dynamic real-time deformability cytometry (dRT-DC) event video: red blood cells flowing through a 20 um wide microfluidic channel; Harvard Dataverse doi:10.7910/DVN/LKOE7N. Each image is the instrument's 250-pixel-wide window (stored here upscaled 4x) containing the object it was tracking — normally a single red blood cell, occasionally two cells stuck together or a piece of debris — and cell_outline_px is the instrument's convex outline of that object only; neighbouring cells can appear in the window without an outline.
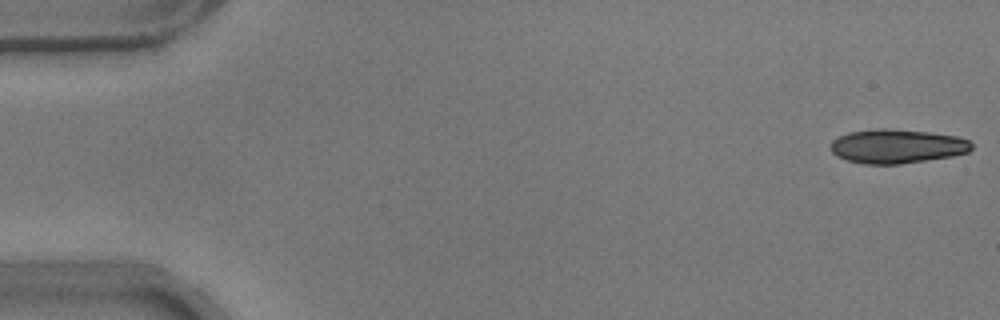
{"species": "common noctule bat (a hibernating species)", "species_latin": "Nyctalus noctula", "temperature_condition": "warm", "stored_images_in_passage": 55, "camera_frame_rate_fps": 3000, "um_per_image_px": 0.085, "animal": {"sex": "male", "body_mass_g": 17.9}, "frame": {"image": 1, "passage_image": 1, "time_ms": 0.0, "image_size_px": [1000, 320], "cell_outline_px": [[972, 148], [968, 152], [952, 156], [900, 164], [864, 164], [848, 160], [836, 156], [832, 152], [832, 140], [848, 132], [876, 128], [888, 128], [928, 132], [956, 136], [968, 140], [972, 144]], "centroid_in_image_um": [76.24, 12.43], "position_along_channel_um": 8.8, "area_um2": 27.92}}
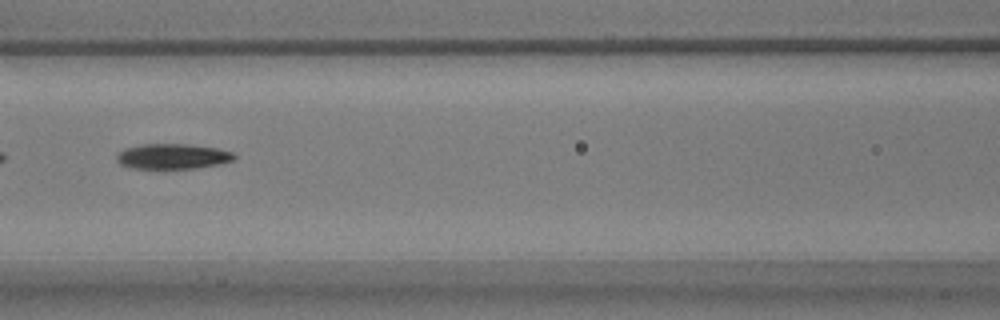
{"frame": {"image": 2, "passage_image": 24, "time_ms": 7.667, "image_size_px": [1000, 320], "cell_outline_px": [[236, 156], [232, 160], [216, 164], [196, 168], [164, 172], [128, 168], [120, 164], [116, 160], [116, 156], [124, 148], [140, 144], [184, 144], [216, 148], [232, 152]], "centroid_in_image_um": [14.56, 13.35], "position_along_channel_um": 152.0, "area_um2": 18.09}}
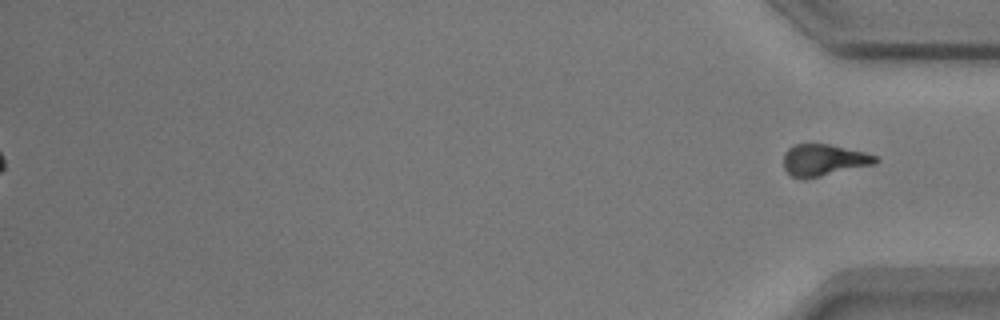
{"frame": {"image": 3, "passage_image": 55, "time_ms": 18.0, "image_size_px": [1000, 320], "cell_outline_px": [[880, 160], [876, 164], [820, 176], [792, 176], [784, 168], [784, 152], [788, 148], [796, 144], [828, 144], [864, 152], [876, 156]], "centroid_in_image_um": [70.05, 13.57], "position_along_channel_um": 365.1, "area_um2": 16.53}, "authors_computed_cell_mechanics": {"area_um2": 17.7446, "velocity_mm_per_s": 3.7938, "shape_relaxation_time_tau1_ms": 4.2196, "shape_relaxation_time_tau2_ms": 4.2952, "deformation_change_tau1": 0.1699, "deformation_change_tau2": 0.1103}}